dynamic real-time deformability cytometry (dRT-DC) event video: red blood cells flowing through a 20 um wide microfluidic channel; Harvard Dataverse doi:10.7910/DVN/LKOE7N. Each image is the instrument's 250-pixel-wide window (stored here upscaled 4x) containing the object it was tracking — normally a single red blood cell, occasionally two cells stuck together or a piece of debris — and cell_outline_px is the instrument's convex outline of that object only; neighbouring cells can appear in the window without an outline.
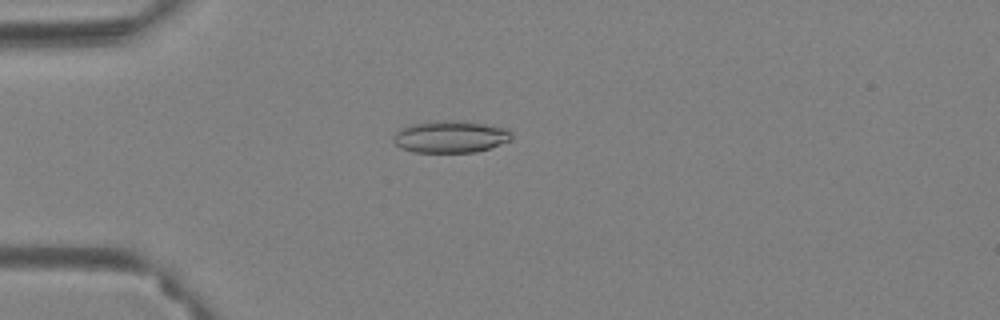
{"species": "Egyptian fruit bat (a non-hibernating species)", "species_latin": "Rousettus aegyptiacus", "temperature_condition": "warm", "stored_images_in_passage": 60, "camera_frame_rate_fps": 3000, "um_per_image_px": 0.085, "animal": {"sex": "female"}, "frame": {"image": 1, "passage_image": 16, "time_ms": 5.0, "image_size_px": [1000, 320], "cell_outline_px": [[512, 140], [476, 152], [412, 152], [400, 148], [392, 140], [392, 136], [400, 128], [408, 124], [436, 120], [468, 120], [508, 128], [512, 132]], "centroid_in_image_um": [38.28, 11.59], "position_along_channel_um": 46.7, "area_um2": 22.66}}
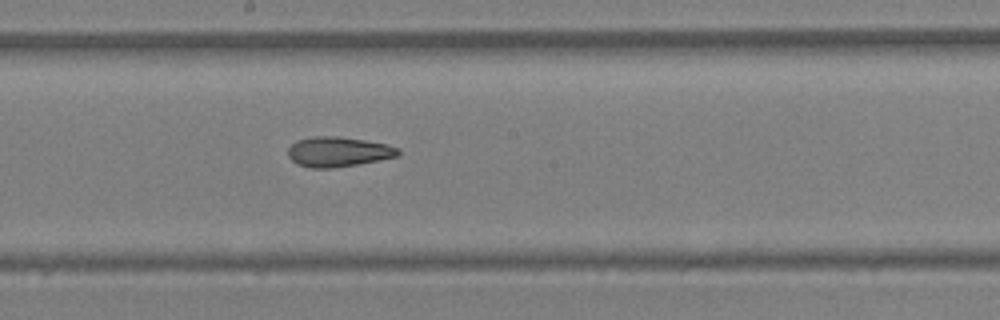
{"frame": {"image": 2, "passage_image": 33, "time_ms": 10.667, "image_size_px": [1000, 320], "cell_outline_px": [[400, 156], [356, 164], [332, 168], [312, 168], [296, 164], [288, 156], [288, 148], [296, 140], [312, 136], [336, 136], [364, 140], [388, 144], [400, 148]], "centroid_in_image_um": [28.75, 12.89], "position_along_channel_um": 219.5, "area_um2": 19.31}}
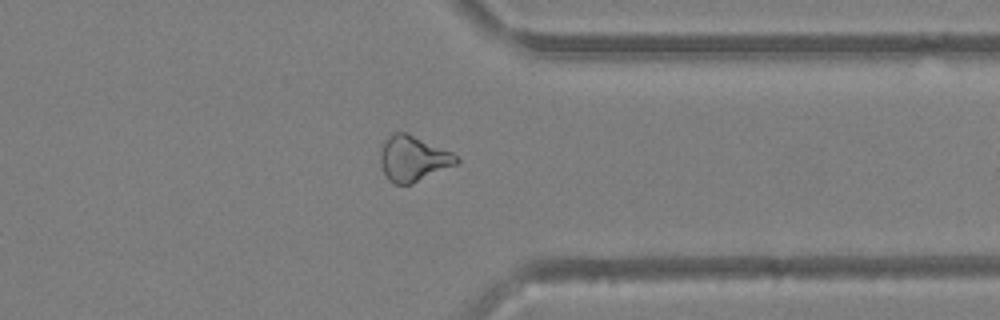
{"frame": {"image": 3, "passage_image": 47, "time_ms": 15.333, "image_size_px": [1000, 320], "cell_outline_px": [[460, 160], [456, 164], [412, 184], [392, 184], [388, 180], [380, 164], [380, 144], [392, 132], [408, 132], [452, 152]], "centroid_in_image_um": [35.07, 13.46], "position_along_channel_um": 376.3, "area_um2": 20.4}, "authors_computed_cell_mechanics": {"area_um2": 21.3282, "velocity_mm_per_s": 3.4263, "shape_relaxation_time_tau1_ms": null, "shape_relaxation_time_tau2_ms": 3.8683, "deformation_change_tau1": null, "deformation_change_tau2": 0.1145}}